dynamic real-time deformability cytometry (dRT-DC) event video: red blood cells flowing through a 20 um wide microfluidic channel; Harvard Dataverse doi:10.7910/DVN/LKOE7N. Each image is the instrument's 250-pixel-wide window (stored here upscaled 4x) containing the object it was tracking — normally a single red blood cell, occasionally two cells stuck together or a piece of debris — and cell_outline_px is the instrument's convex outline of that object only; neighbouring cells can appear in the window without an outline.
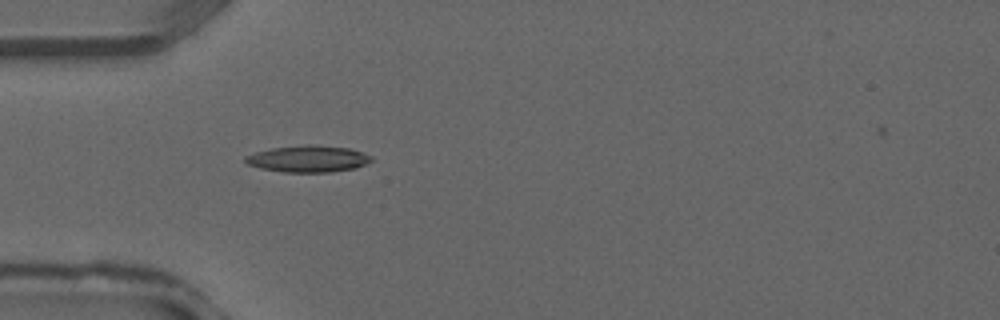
{"species": "common noctule bat (a hibernating species)", "species_latin": "Nyctalus noctula", "temperature_condition": "warm", "stored_images_in_passage": 18, "camera_frame_rate_fps": 3000, "um_per_image_px": 0.085, "animal": {"sex": "male", "forearm_length_mm": 52.5}, "frame": {"image": 1, "passage_image": 1, "time_ms": 0.0, "image_size_px": [1000, 320], "cell_outline_px": [[372, 160], [356, 168], [332, 172], [284, 172], [260, 168], [248, 164], [244, 160], [244, 156], [256, 152], [272, 148], [308, 144], [312, 144], [348, 148], [372, 156]], "centroid_in_image_um": [26.17, 13.5], "position_along_channel_um": 58.8, "area_um2": 19.48}}
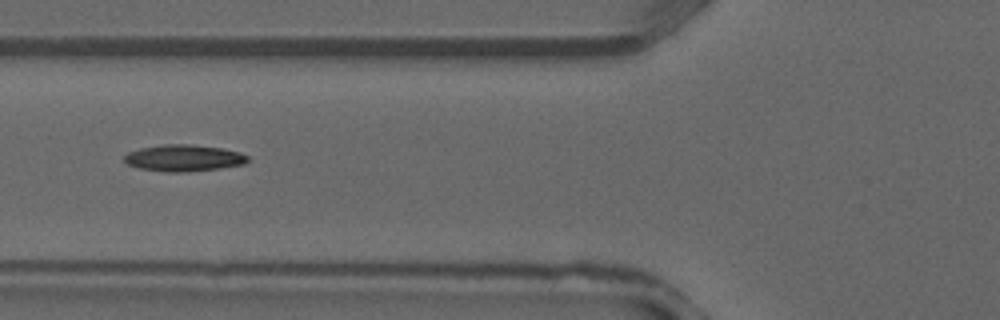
{"frame": {"image": 2, "passage_image": 4, "time_ms": 1.0, "image_size_px": [1000, 320], "cell_outline_px": [[248, 160], [244, 164], [220, 168], [188, 172], [164, 172], [140, 168], [128, 164], [124, 160], [124, 156], [128, 152], [140, 148], [164, 144], [192, 144], [224, 148], [240, 152], [248, 156]], "centroid_in_image_um": [15.63, 13.42], "position_along_channel_um": 110.2, "area_um2": 19.25}}